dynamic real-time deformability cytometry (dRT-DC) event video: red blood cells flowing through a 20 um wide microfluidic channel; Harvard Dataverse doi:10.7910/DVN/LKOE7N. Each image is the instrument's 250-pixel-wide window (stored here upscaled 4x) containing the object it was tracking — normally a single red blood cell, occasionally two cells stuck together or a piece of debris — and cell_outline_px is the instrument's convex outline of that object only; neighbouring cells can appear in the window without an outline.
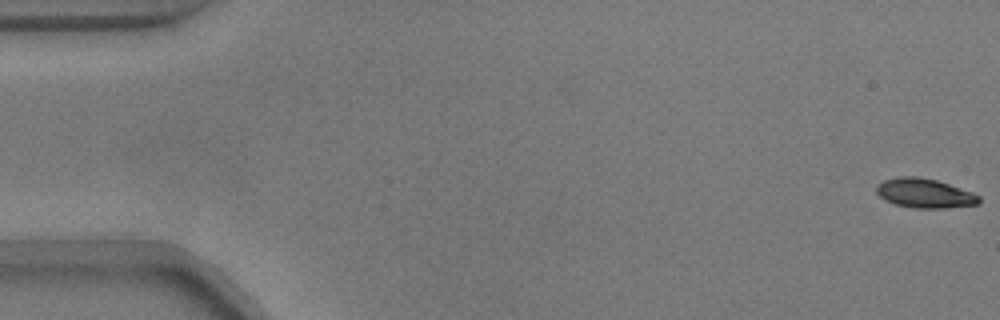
{"species": "common noctule bat (a hibernating species)", "species_latin": "Nyctalus noctula", "temperature_condition": "warm", "stored_images_in_passage": 18, "camera_frame_rate_fps": 3000, "um_per_image_px": 0.085, "animal": {"sex": "male", "body_mass_g": 17.9}, "frame": {"image": 1, "passage_image": 1, "time_ms": 0.0, "image_size_px": [1000, 320], "cell_outline_px": [[980, 204], [948, 208], [912, 208], [896, 204], [880, 196], [876, 192], [876, 184], [884, 180], [900, 176], [916, 176], [936, 180], [972, 192], [980, 196]], "centroid_in_image_um": [78.61, 16.43], "position_along_channel_um": 6.4, "area_um2": 17.51}}